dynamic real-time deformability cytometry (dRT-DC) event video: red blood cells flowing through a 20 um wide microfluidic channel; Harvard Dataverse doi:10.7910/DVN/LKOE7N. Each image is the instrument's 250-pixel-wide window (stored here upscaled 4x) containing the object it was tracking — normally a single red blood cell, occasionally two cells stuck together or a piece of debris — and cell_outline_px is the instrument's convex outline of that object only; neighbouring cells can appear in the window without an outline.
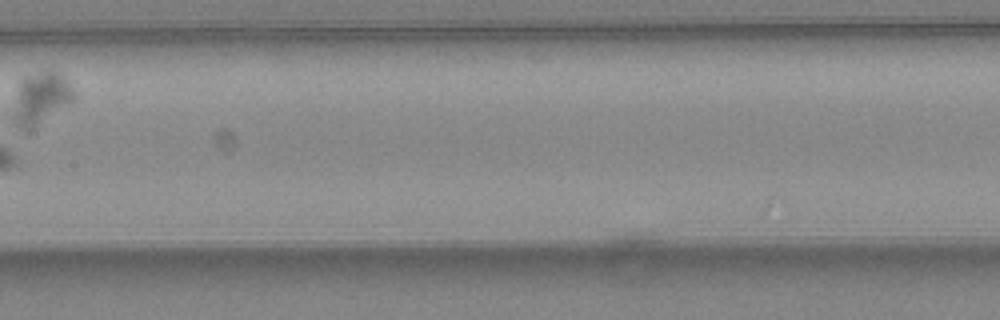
{"species": "common noctule bat (a hibernating species)", "species_latin": "Nyctalus noctula", "temperature_condition": "warm", "stored_images_in_passage": 7, "segment_of_instrument_passage": [2, 2], "camera_frame_rate_fps": 3000, "um_per_image_px": 0.085, "animal": {"sex": "female", "body_mass_g": 24.6, "forearm_length_mm": 56.2}, "frame": {"image": 1, "passage_image": 7, "time_ms": 2.0, "image_size_px": [1000, 320], "cell_outline_px": [[76, 100], [32, 124], [24, 128], [20, 124], [16, 116], [16, 92], [20, 80], [24, 76], [48, 68], [56, 72], [76, 92]], "centroid_in_image_um": [3.54, 8.17], "position_along_channel_um": 203.9, "area_um2": 16.88}}